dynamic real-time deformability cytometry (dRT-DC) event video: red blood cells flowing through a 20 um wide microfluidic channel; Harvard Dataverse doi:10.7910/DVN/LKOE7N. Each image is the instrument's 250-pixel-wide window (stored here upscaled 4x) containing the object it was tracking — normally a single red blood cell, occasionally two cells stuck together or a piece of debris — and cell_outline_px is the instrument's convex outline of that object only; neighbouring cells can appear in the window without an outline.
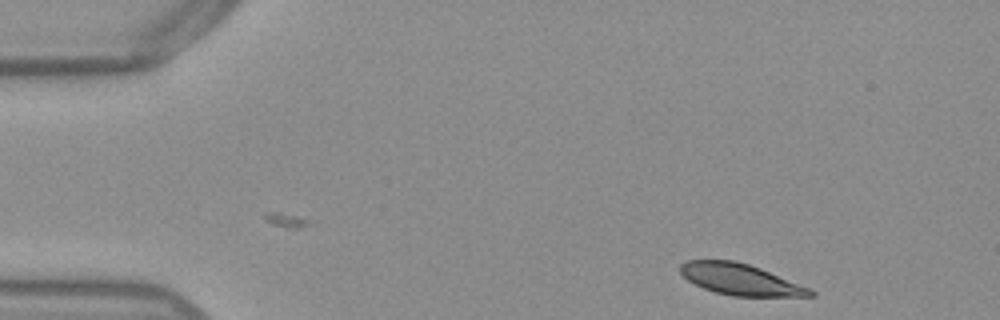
{"species": "Egyptian fruit bat (a non-hibernating species)", "species_latin": "Rousettus aegyptiacus", "temperature_condition": "warm", "stored_images_in_passage": 47, "camera_frame_rate_fps": 3000, "um_per_image_px": 0.085, "frame": {"image": 1, "passage_image": 1, "time_ms": 0.0, "image_size_px": [1000, 320], "cell_outline_px": [[816, 296], [732, 296], [716, 292], [704, 288], [688, 280], [680, 272], [680, 264], [688, 260], [736, 260], [760, 268], [812, 288], [816, 292]], "centroid_in_image_um": [62.98, 23.75], "position_along_channel_um": 22.0, "area_um2": 23.64}}
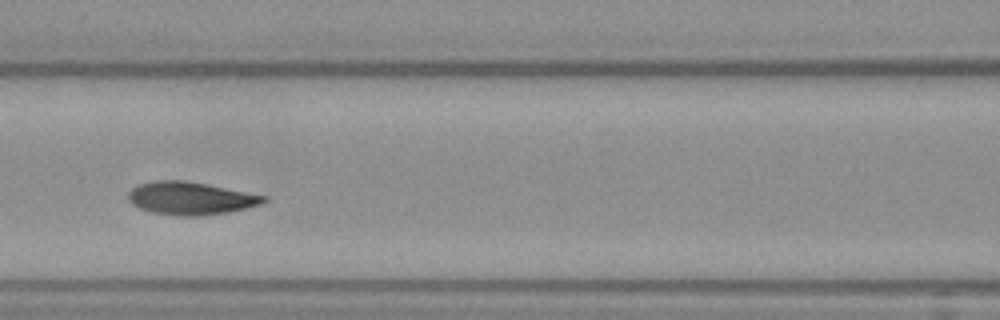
{"frame": {"image": 2, "passage_image": 18, "time_ms": 5.667, "image_size_px": [1000, 320], "cell_outline_px": [[268, 200], [260, 204], [248, 208], [228, 212], [204, 216], [176, 216], [152, 212], [140, 208], [132, 204], [128, 200], [128, 192], [132, 188], [140, 184], [152, 180], [184, 180], [268, 196]], "centroid_in_image_um": [16.19, 16.86], "position_along_channel_um": 150.4, "area_um2": 26.01}}
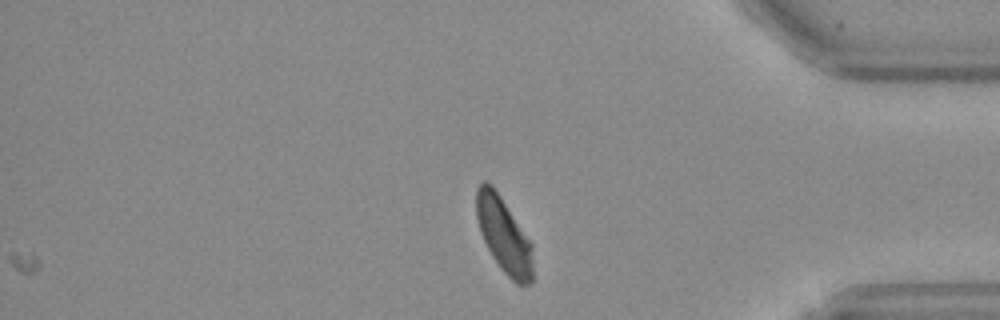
{"frame": {"image": 3, "passage_image": 39, "time_ms": 12.667, "image_size_px": [1000, 320], "cell_outline_px": [[532, 280], [528, 284], [516, 284], [500, 268], [492, 256], [480, 232], [476, 220], [476, 188], [484, 180], [492, 184], [532, 244]], "centroid_in_image_um": [42.8, 19.97], "position_along_channel_um": 392.4, "area_um2": 24.51}, "authors_computed_cell_mechanics": {"area_um2": 25.5476, "velocity_mm_per_s": 3.8079, "shape_relaxation_time_tau1_ms": 2.2173, "shape_relaxation_time_tau2_ms": 1.3631, "deformation_change_tau1": 0.133, "deformation_change_tau2": 0.0393}}